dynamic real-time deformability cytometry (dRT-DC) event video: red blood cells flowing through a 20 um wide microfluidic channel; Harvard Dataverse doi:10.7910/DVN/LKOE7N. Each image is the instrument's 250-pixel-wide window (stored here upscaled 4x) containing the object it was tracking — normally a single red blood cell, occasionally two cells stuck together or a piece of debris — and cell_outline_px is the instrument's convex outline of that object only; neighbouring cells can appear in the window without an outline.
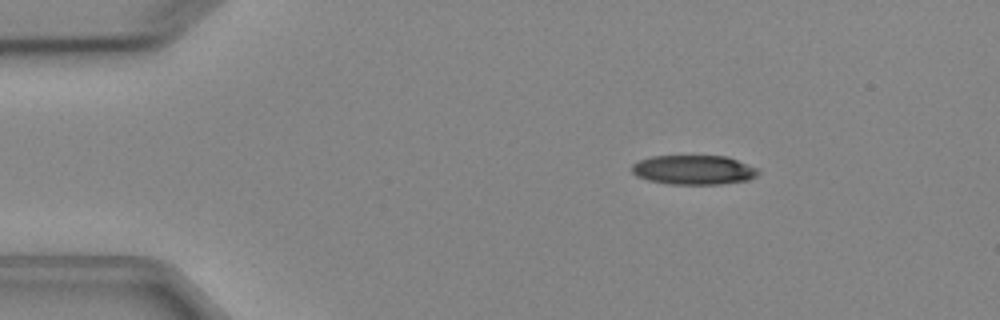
{"species": "Egyptian fruit bat (a non-hibernating species)", "species_latin": "Rousettus aegyptiacus", "temperature_condition": "cold", "stored_images_in_passage": 3, "camera_frame_rate_fps": 3000, "um_per_image_px": 0.085, "animal": {"sex": "female"}, "frame": {"image": 1, "passage_image": 1, "time_ms": 0.0, "image_size_px": [1000, 320], "cell_outline_px": [[760, 172], [756, 176], [748, 180], [720, 184], [668, 184], [648, 180], [636, 176], [632, 172], [632, 164], [640, 160], [652, 156], [728, 156], [760, 168]], "centroid_in_image_um": [59.0, 14.44], "position_along_channel_um": 26.0, "area_um2": 21.85}}
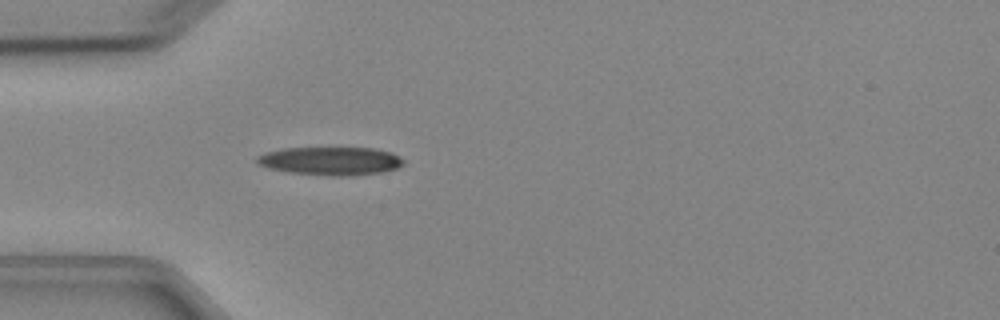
{"frame": {"image": 2, "passage_image": 3, "time_ms": 2.333, "image_size_px": [1000, 320], "cell_outline_px": [[404, 164], [396, 168], [384, 172], [352, 176], [332, 176], [292, 172], [268, 168], [260, 164], [256, 160], [256, 156], [264, 152], [284, 148], [376, 148], [392, 152], [400, 156], [404, 160]], "centroid_in_image_um": [28.15, 13.68], "position_along_channel_um": 56.9, "area_um2": 24.28}}